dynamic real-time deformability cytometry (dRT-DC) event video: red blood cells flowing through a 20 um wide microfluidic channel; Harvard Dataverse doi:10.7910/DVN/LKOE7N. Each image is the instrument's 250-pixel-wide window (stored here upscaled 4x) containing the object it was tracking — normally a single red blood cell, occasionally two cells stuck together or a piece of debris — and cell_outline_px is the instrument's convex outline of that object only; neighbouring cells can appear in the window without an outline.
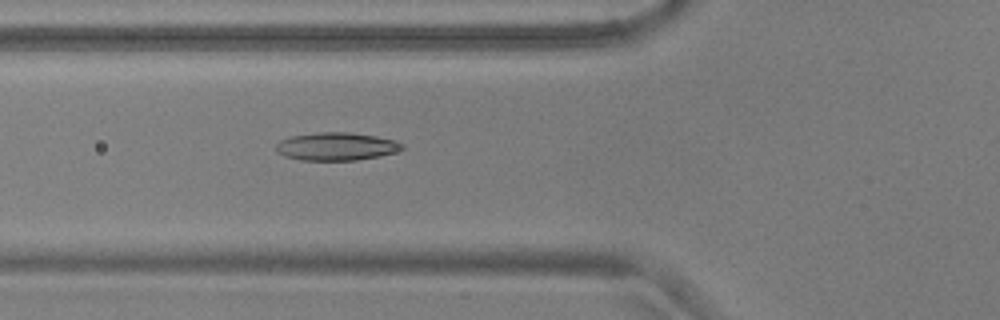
{"species": "common noctule bat (a hibernating species)", "species_latin": "Nyctalus noctula", "temperature_condition": "warm", "stored_images_in_passage": 54, "camera_frame_rate_fps": 3000, "um_per_image_px": 0.085, "animal": {"sex": "male", "body_mass_g": 17.9, "forearm_length_mm": 54.2}, "frame": {"image": 1, "passage_image": 20, "time_ms": 6.333, "image_size_px": [1000, 320], "cell_outline_px": [[404, 148], [380, 156], [356, 160], [300, 160], [284, 156], [276, 152], [276, 144], [280, 140], [292, 136], [320, 132], [348, 132], [376, 136], [396, 140], [404, 144]], "centroid_in_image_um": [28.58, 12.45], "position_along_channel_um": 97.2, "area_um2": 20.52}}
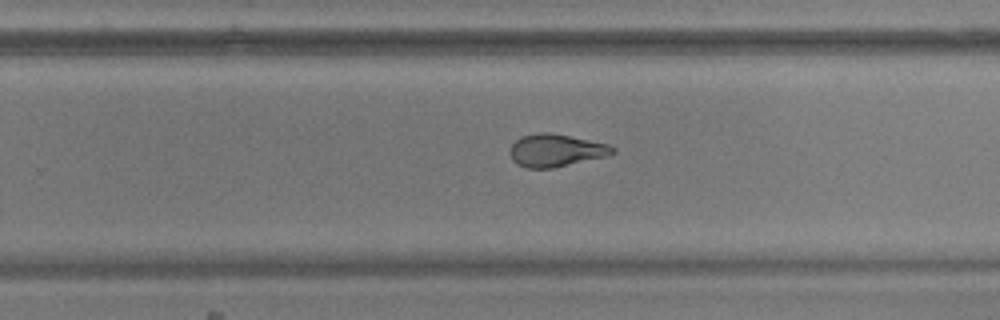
{"frame": {"image": 2, "passage_image": 35, "time_ms": 11.333, "image_size_px": [1000, 320], "cell_outline_px": [[616, 152], [604, 156], [552, 168], [528, 168], [516, 164], [512, 160], [508, 152], [508, 148], [520, 136], [540, 132], [552, 132], [608, 144], [616, 148]], "centroid_in_image_um": [47.18, 12.77], "position_along_channel_um": 282.6, "area_um2": 19.54}}
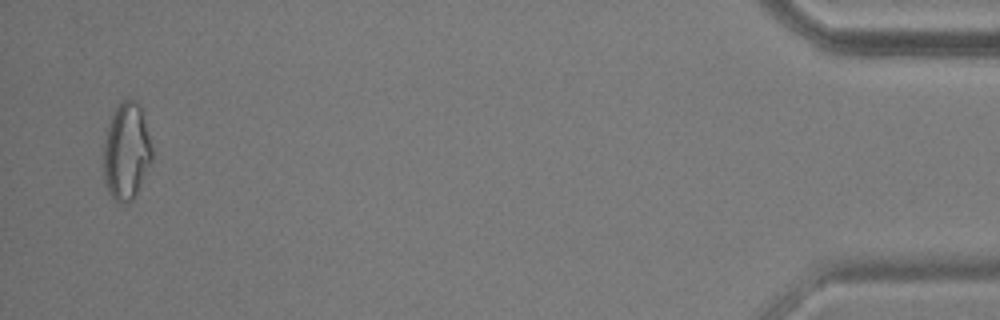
{"frame": {"image": 3, "passage_image": 53, "time_ms": 17.333, "image_size_px": [1000, 320], "cell_outline_px": [[152, 160], [132, 200], [128, 204], [116, 200], [108, 192], [104, 176], [104, 140], [108, 124], [120, 100], [128, 96], [136, 100], [140, 104], [152, 148]], "centroid_in_image_um": [10.74, 12.81], "position_along_channel_um": 424.5, "area_um2": 27.28}, "authors_computed_cell_mechanics": {"area_um2": 20.6057, "velocity_mm_per_s": 3.7024, "shape_relaxation_time_tau1_ms": 6.0859, "shape_relaxation_time_tau2_ms": 2.2629, "deformation_change_tau1": 0.1818, "deformation_change_tau2": 0.0828}}